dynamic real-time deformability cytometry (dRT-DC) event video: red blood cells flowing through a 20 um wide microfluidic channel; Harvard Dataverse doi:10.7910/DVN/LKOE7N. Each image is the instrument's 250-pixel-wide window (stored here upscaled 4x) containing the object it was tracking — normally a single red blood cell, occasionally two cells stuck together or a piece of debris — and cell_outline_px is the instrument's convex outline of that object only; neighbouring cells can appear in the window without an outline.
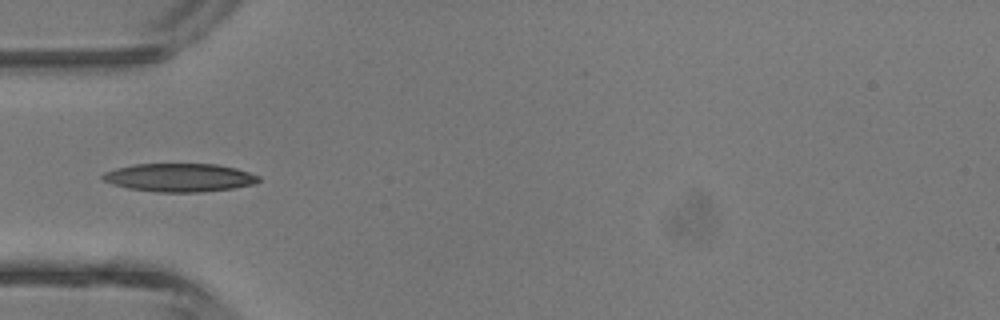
{"species": "common noctule bat (a hibernating species)", "species_latin": "Nyctalus noctula", "temperature_condition": "room temperature", "stored_images_in_passage": 3, "camera_frame_rate_fps": 3000, "um_per_image_px": 0.085, "animal": {"sex": "male", "body_mass_g": 13.3}, "frame": {"image": 1, "passage_image": 2, "time_ms": 2.333, "image_size_px": [1000, 320], "cell_outline_px": [[260, 180], [256, 184], [232, 188], [200, 192], [156, 192], [128, 188], [112, 184], [104, 180], [100, 176], [104, 172], [116, 168], [136, 164], [216, 164], [236, 168], [260, 176]], "centroid_in_image_um": [15.26, 15.09], "position_along_channel_um": 69.7, "area_um2": 25.72}}
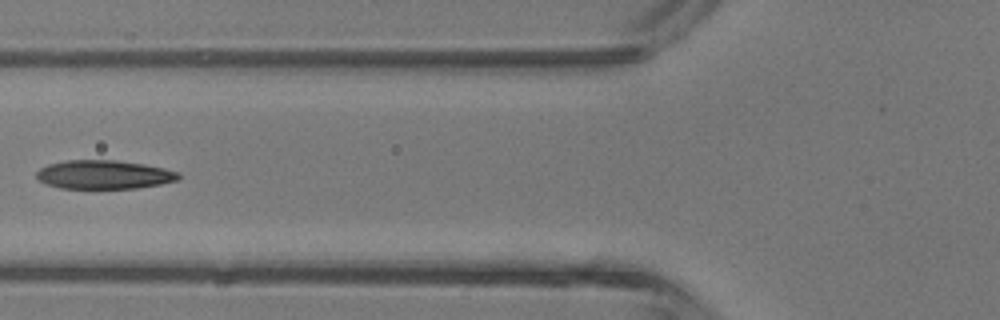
{"frame": {"image": 2, "passage_image": 3, "time_ms": 3.333, "image_size_px": [1000, 320], "cell_outline_px": [[180, 180], [160, 184], [136, 188], [60, 188], [44, 184], [36, 176], [36, 172], [40, 168], [48, 164], [68, 160], [116, 160], [144, 164], [164, 168], [180, 172]], "centroid_in_image_um": [8.85, 14.84], "position_along_channel_um": 117.0, "area_um2": 23.87}}